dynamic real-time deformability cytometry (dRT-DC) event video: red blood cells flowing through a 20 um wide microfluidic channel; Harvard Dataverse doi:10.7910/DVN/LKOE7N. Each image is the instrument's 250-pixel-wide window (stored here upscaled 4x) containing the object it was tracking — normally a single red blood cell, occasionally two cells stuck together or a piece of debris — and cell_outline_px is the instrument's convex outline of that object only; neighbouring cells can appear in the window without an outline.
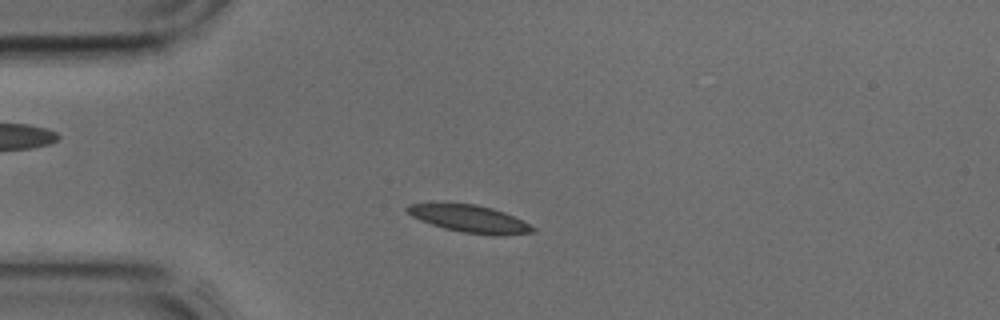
{"species": "common noctule bat (a hibernating species)", "species_latin": "Nyctalus noctula", "temperature_condition": "cold", "stored_images_in_passage": 40, "camera_frame_rate_fps": 3000, "um_per_image_px": 0.085, "animal": {"sex": "male", "body_mass_g": 17.9, "forearm_length_mm": 54.2}, "frame": {"image": 1, "passage_image": 8, "time_ms": 2.333, "image_size_px": [1000, 320], "cell_outline_px": [[536, 232], [496, 236], [464, 232], [444, 228], [420, 220], [412, 216], [404, 208], [408, 204], [476, 204], [492, 208], [504, 212], [536, 228]], "centroid_in_image_um": [39.94, 18.61], "position_along_channel_um": 45.1, "area_um2": 19.59}}
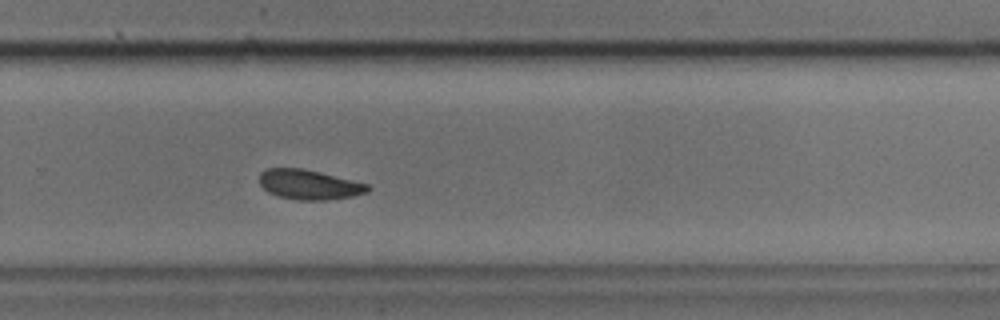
{"frame": {"image": 2, "passage_image": 26, "time_ms": 8.333, "image_size_px": [1000, 320], "cell_outline_px": [[372, 188], [368, 192], [352, 196], [328, 200], [300, 200], [280, 196], [268, 192], [260, 184], [260, 172], [268, 168], [304, 168], [368, 184]], "centroid_in_image_um": [26.29, 15.68], "position_along_channel_um": 303.5, "area_um2": 18.73}}
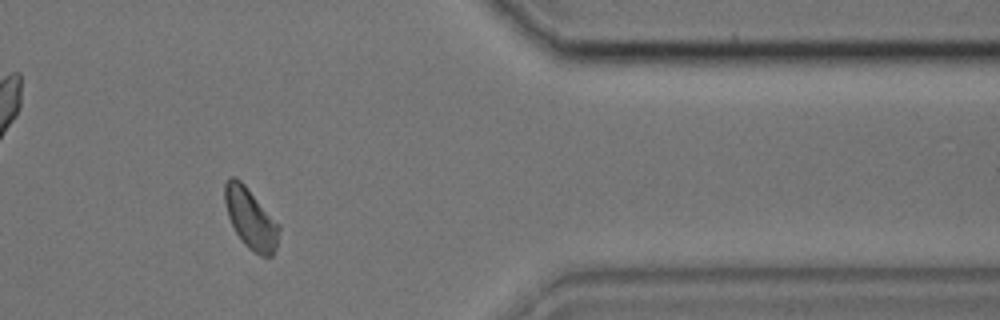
{"frame": {"image": 3, "passage_image": 33, "time_ms": 10.667, "image_size_px": [1000, 320], "cell_outline_px": [[280, 228], [276, 248], [272, 256], [260, 256], [252, 252], [244, 244], [236, 232], [228, 216], [224, 204], [224, 184], [228, 176], [236, 176], [244, 184], [280, 224]], "centroid_in_image_um": [21.3, 18.56], "position_along_channel_um": 390.1, "area_um2": 19.31}}